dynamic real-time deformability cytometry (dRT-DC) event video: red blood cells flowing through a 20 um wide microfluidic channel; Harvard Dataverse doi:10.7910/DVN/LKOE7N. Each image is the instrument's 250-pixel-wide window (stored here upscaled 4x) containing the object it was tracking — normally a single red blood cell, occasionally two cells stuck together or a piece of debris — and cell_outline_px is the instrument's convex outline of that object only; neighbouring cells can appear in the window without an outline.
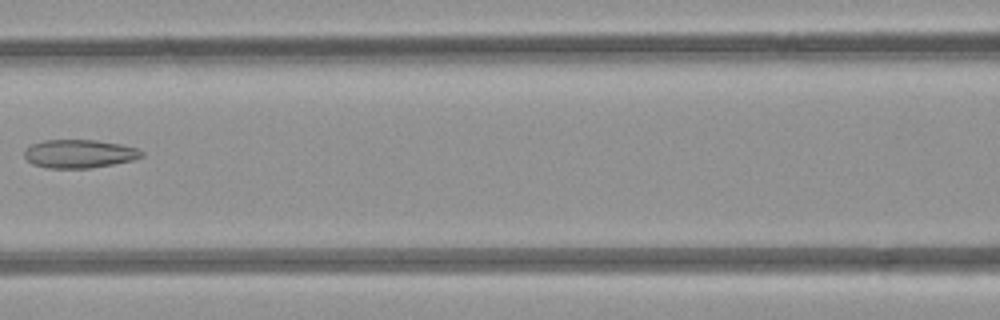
{"species": "common noctule bat (a hibernating species)", "species_latin": "Nyctalus noctula", "temperature_condition": "room temperature", "stored_images_in_passage": 7, "camera_frame_rate_fps": 3000, "um_per_image_px": 0.085, "animal": {"sex": "female", "body_mass_g": 21.9}, "frame": {"image": 1, "passage_image": 6, "time_ms": 6.0, "image_size_px": [1000, 320], "cell_outline_px": [[144, 156], [132, 160], [112, 164], [88, 168], [48, 168], [32, 164], [24, 156], [24, 152], [32, 144], [44, 140], [96, 140], [120, 144], [136, 148], [144, 152]], "centroid_in_image_um": [6.74, 13.07], "position_along_channel_um": 159.9, "area_um2": 19.25}}
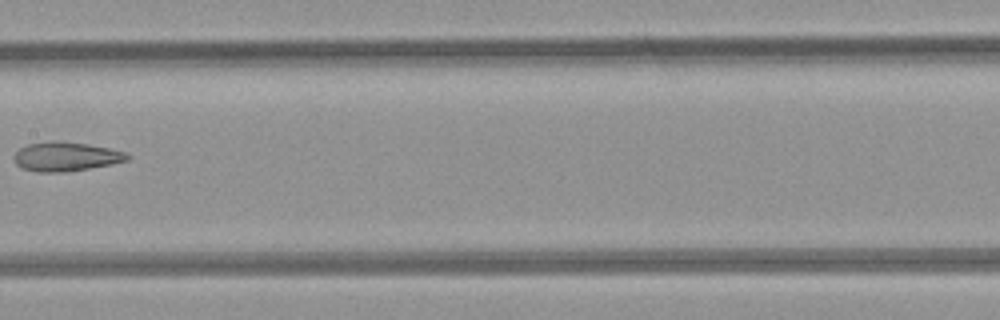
{"frame": {"image": 2, "passage_image": 7, "time_ms": 7.0, "image_size_px": [1000, 320], "cell_outline_px": [[132, 156], [128, 160], [112, 164], [68, 172], [36, 172], [20, 168], [16, 164], [12, 156], [20, 148], [28, 144], [88, 144], [108, 148], [124, 152]], "centroid_in_image_um": [5.61, 13.37], "position_along_channel_um": 201.8, "area_um2": 18.55}}